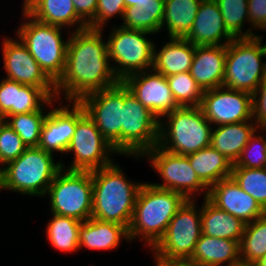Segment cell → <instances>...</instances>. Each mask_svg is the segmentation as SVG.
Segmentation results:
<instances>
[{
  "label": "cell",
  "mask_w": 266,
  "mask_h": 266,
  "mask_svg": "<svg viewBox=\"0 0 266 266\" xmlns=\"http://www.w3.org/2000/svg\"><path fill=\"white\" fill-rule=\"evenodd\" d=\"M68 33L70 38L65 69L55 83L56 99L59 100L63 92L65 100L79 101L88 93L120 82L110 64L108 45L102 38V30L86 28Z\"/></svg>",
  "instance_id": "1"
},
{
  "label": "cell",
  "mask_w": 266,
  "mask_h": 266,
  "mask_svg": "<svg viewBox=\"0 0 266 266\" xmlns=\"http://www.w3.org/2000/svg\"><path fill=\"white\" fill-rule=\"evenodd\" d=\"M92 218L113 222L129 228L137 194L142 183L126 178L121 167L114 162L92 170Z\"/></svg>",
  "instance_id": "2"
},
{
  "label": "cell",
  "mask_w": 266,
  "mask_h": 266,
  "mask_svg": "<svg viewBox=\"0 0 266 266\" xmlns=\"http://www.w3.org/2000/svg\"><path fill=\"white\" fill-rule=\"evenodd\" d=\"M187 199L178 192L143 183L128 228L130 242L141 237L151 249L163 237L169 222Z\"/></svg>",
  "instance_id": "3"
},
{
  "label": "cell",
  "mask_w": 266,
  "mask_h": 266,
  "mask_svg": "<svg viewBox=\"0 0 266 266\" xmlns=\"http://www.w3.org/2000/svg\"><path fill=\"white\" fill-rule=\"evenodd\" d=\"M163 117L168 122L165 124L160 120V148L175 154L188 155L210 146L213 126L200 106L178 107Z\"/></svg>",
  "instance_id": "4"
},
{
  "label": "cell",
  "mask_w": 266,
  "mask_h": 266,
  "mask_svg": "<svg viewBox=\"0 0 266 266\" xmlns=\"http://www.w3.org/2000/svg\"><path fill=\"white\" fill-rule=\"evenodd\" d=\"M61 169L62 162H55L53 154L38 147L27 148L2 168V189L34 197L46 196Z\"/></svg>",
  "instance_id": "5"
},
{
  "label": "cell",
  "mask_w": 266,
  "mask_h": 266,
  "mask_svg": "<svg viewBox=\"0 0 266 266\" xmlns=\"http://www.w3.org/2000/svg\"><path fill=\"white\" fill-rule=\"evenodd\" d=\"M22 12L25 20H29L19 26L16 31L17 38L28 48L29 53L45 74L56 83L63 75L66 65L69 40L62 39L63 27L37 21L23 8Z\"/></svg>",
  "instance_id": "6"
},
{
  "label": "cell",
  "mask_w": 266,
  "mask_h": 266,
  "mask_svg": "<svg viewBox=\"0 0 266 266\" xmlns=\"http://www.w3.org/2000/svg\"><path fill=\"white\" fill-rule=\"evenodd\" d=\"M263 36L234 38L227 45L225 73L222 86L253 94L266 73Z\"/></svg>",
  "instance_id": "7"
},
{
  "label": "cell",
  "mask_w": 266,
  "mask_h": 266,
  "mask_svg": "<svg viewBox=\"0 0 266 266\" xmlns=\"http://www.w3.org/2000/svg\"><path fill=\"white\" fill-rule=\"evenodd\" d=\"M62 169L57 173L46 194L50 196L51 213L72 217L81 222L92 216L93 183L91 171Z\"/></svg>",
  "instance_id": "8"
},
{
  "label": "cell",
  "mask_w": 266,
  "mask_h": 266,
  "mask_svg": "<svg viewBox=\"0 0 266 266\" xmlns=\"http://www.w3.org/2000/svg\"><path fill=\"white\" fill-rule=\"evenodd\" d=\"M196 201L186 200L169 222L165 234L152 248L155 259L187 262L202 234L201 209ZM200 210V211H199Z\"/></svg>",
  "instance_id": "9"
},
{
  "label": "cell",
  "mask_w": 266,
  "mask_h": 266,
  "mask_svg": "<svg viewBox=\"0 0 266 266\" xmlns=\"http://www.w3.org/2000/svg\"><path fill=\"white\" fill-rule=\"evenodd\" d=\"M151 34L153 33L120 26L113 27L107 40L108 55L110 61L115 62L112 68L119 81L153 67L155 45L145 37Z\"/></svg>",
  "instance_id": "10"
},
{
  "label": "cell",
  "mask_w": 266,
  "mask_h": 266,
  "mask_svg": "<svg viewBox=\"0 0 266 266\" xmlns=\"http://www.w3.org/2000/svg\"><path fill=\"white\" fill-rule=\"evenodd\" d=\"M160 120L124 85L122 154L138 158L158 145Z\"/></svg>",
  "instance_id": "11"
},
{
  "label": "cell",
  "mask_w": 266,
  "mask_h": 266,
  "mask_svg": "<svg viewBox=\"0 0 266 266\" xmlns=\"http://www.w3.org/2000/svg\"><path fill=\"white\" fill-rule=\"evenodd\" d=\"M103 137L122 155V108L124 83L86 94L78 101Z\"/></svg>",
  "instance_id": "12"
},
{
  "label": "cell",
  "mask_w": 266,
  "mask_h": 266,
  "mask_svg": "<svg viewBox=\"0 0 266 266\" xmlns=\"http://www.w3.org/2000/svg\"><path fill=\"white\" fill-rule=\"evenodd\" d=\"M143 157H148L152 168L164 181L163 184L151 183L154 187L181 193L187 200H194L195 195L205 190L204 198H207L208 187L199 179L186 155L175 154L156 145Z\"/></svg>",
  "instance_id": "13"
},
{
  "label": "cell",
  "mask_w": 266,
  "mask_h": 266,
  "mask_svg": "<svg viewBox=\"0 0 266 266\" xmlns=\"http://www.w3.org/2000/svg\"><path fill=\"white\" fill-rule=\"evenodd\" d=\"M68 152L75 156L67 170L79 171H92L111 165L114 161L109 155L117 153L86 113L76 123L66 150Z\"/></svg>",
  "instance_id": "14"
},
{
  "label": "cell",
  "mask_w": 266,
  "mask_h": 266,
  "mask_svg": "<svg viewBox=\"0 0 266 266\" xmlns=\"http://www.w3.org/2000/svg\"><path fill=\"white\" fill-rule=\"evenodd\" d=\"M18 40L8 37L3 40L2 58L7 73L4 78L41 88L51 99L56 98L55 83L40 68L28 48Z\"/></svg>",
  "instance_id": "15"
},
{
  "label": "cell",
  "mask_w": 266,
  "mask_h": 266,
  "mask_svg": "<svg viewBox=\"0 0 266 266\" xmlns=\"http://www.w3.org/2000/svg\"><path fill=\"white\" fill-rule=\"evenodd\" d=\"M206 119L214 126L252 119V95L225 87L206 90L200 104Z\"/></svg>",
  "instance_id": "16"
},
{
  "label": "cell",
  "mask_w": 266,
  "mask_h": 266,
  "mask_svg": "<svg viewBox=\"0 0 266 266\" xmlns=\"http://www.w3.org/2000/svg\"><path fill=\"white\" fill-rule=\"evenodd\" d=\"M122 82L159 120L179 107L172 96L166 77L153 69L132 74Z\"/></svg>",
  "instance_id": "17"
},
{
  "label": "cell",
  "mask_w": 266,
  "mask_h": 266,
  "mask_svg": "<svg viewBox=\"0 0 266 266\" xmlns=\"http://www.w3.org/2000/svg\"><path fill=\"white\" fill-rule=\"evenodd\" d=\"M71 103L59 108H52L47 113L41 128L38 148L51 154L56 151L66 154L74 135L76 123L86 113L78 101H71Z\"/></svg>",
  "instance_id": "18"
},
{
  "label": "cell",
  "mask_w": 266,
  "mask_h": 266,
  "mask_svg": "<svg viewBox=\"0 0 266 266\" xmlns=\"http://www.w3.org/2000/svg\"><path fill=\"white\" fill-rule=\"evenodd\" d=\"M206 199L218 209L234 215L245 224L266 213L258 202L242 190L232 177L220 180L210 186Z\"/></svg>",
  "instance_id": "19"
},
{
  "label": "cell",
  "mask_w": 266,
  "mask_h": 266,
  "mask_svg": "<svg viewBox=\"0 0 266 266\" xmlns=\"http://www.w3.org/2000/svg\"><path fill=\"white\" fill-rule=\"evenodd\" d=\"M184 38L195 46H227L234 39L225 28L215 0H202L191 30Z\"/></svg>",
  "instance_id": "20"
},
{
  "label": "cell",
  "mask_w": 266,
  "mask_h": 266,
  "mask_svg": "<svg viewBox=\"0 0 266 266\" xmlns=\"http://www.w3.org/2000/svg\"><path fill=\"white\" fill-rule=\"evenodd\" d=\"M41 88L22 85L6 78L0 80V114L6 120L11 115L31 113L43 105L52 106L53 101Z\"/></svg>",
  "instance_id": "21"
},
{
  "label": "cell",
  "mask_w": 266,
  "mask_h": 266,
  "mask_svg": "<svg viewBox=\"0 0 266 266\" xmlns=\"http://www.w3.org/2000/svg\"><path fill=\"white\" fill-rule=\"evenodd\" d=\"M227 46H195L190 74L203 91L222 87Z\"/></svg>",
  "instance_id": "22"
},
{
  "label": "cell",
  "mask_w": 266,
  "mask_h": 266,
  "mask_svg": "<svg viewBox=\"0 0 266 266\" xmlns=\"http://www.w3.org/2000/svg\"><path fill=\"white\" fill-rule=\"evenodd\" d=\"M23 9L35 20L60 27L77 26L75 31L88 28L77 15L72 0H24Z\"/></svg>",
  "instance_id": "23"
},
{
  "label": "cell",
  "mask_w": 266,
  "mask_h": 266,
  "mask_svg": "<svg viewBox=\"0 0 266 266\" xmlns=\"http://www.w3.org/2000/svg\"><path fill=\"white\" fill-rule=\"evenodd\" d=\"M240 261V242L201 234L187 263L194 266H230Z\"/></svg>",
  "instance_id": "24"
},
{
  "label": "cell",
  "mask_w": 266,
  "mask_h": 266,
  "mask_svg": "<svg viewBox=\"0 0 266 266\" xmlns=\"http://www.w3.org/2000/svg\"><path fill=\"white\" fill-rule=\"evenodd\" d=\"M122 237L130 241L128 229L125 226L91 217L83 221L79 228V250L82 247L90 250H112L119 247Z\"/></svg>",
  "instance_id": "25"
},
{
  "label": "cell",
  "mask_w": 266,
  "mask_h": 266,
  "mask_svg": "<svg viewBox=\"0 0 266 266\" xmlns=\"http://www.w3.org/2000/svg\"><path fill=\"white\" fill-rule=\"evenodd\" d=\"M195 45L185 38L169 37V41L156 51L154 46L153 71L165 77L189 72L193 62Z\"/></svg>",
  "instance_id": "26"
},
{
  "label": "cell",
  "mask_w": 266,
  "mask_h": 266,
  "mask_svg": "<svg viewBox=\"0 0 266 266\" xmlns=\"http://www.w3.org/2000/svg\"><path fill=\"white\" fill-rule=\"evenodd\" d=\"M252 121L218 125L212 129L210 146L222 153L232 164L239 159L250 137L260 128Z\"/></svg>",
  "instance_id": "27"
},
{
  "label": "cell",
  "mask_w": 266,
  "mask_h": 266,
  "mask_svg": "<svg viewBox=\"0 0 266 266\" xmlns=\"http://www.w3.org/2000/svg\"><path fill=\"white\" fill-rule=\"evenodd\" d=\"M201 206L202 234L241 242L246 224L234 215L220 210L206 198Z\"/></svg>",
  "instance_id": "28"
},
{
  "label": "cell",
  "mask_w": 266,
  "mask_h": 266,
  "mask_svg": "<svg viewBox=\"0 0 266 266\" xmlns=\"http://www.w3.org/2000/svg\"><path fill=\"white\" fill-rule=\"evenodd\" d=\"M186 156L199 179L208 188L220 180L231 177L233 164L211 146Z\"/></svg>",
  "instance_id": "29"
},
{
  "label": "cell",
  "mask_w": 266,
  "mask_h": 266,
  "mask_svg": "<svg viewBox=\"0 0 266 266\" xmlns=\"http://www.w3.org/2000/svg\"><path fill=\"white\" fill-rule=\"evenodd\" d=\"M202 0H165L161 30L169 37L184 38L193 25Z\"/></svg>",
  "instance_id": "30"
},
{
  "label": "cell",
  "mask_w": 266,
  "mask_h": 266,
  "mask_svg": "<svg viewBox=\"0 0 266 266\" xmlns=\"http://www.w3.org/2000/svg\"><path fill=\"white\" fill-rule=\"evenodd\" d=\"M165 0H144L141 7H126L120 27L157 33L161 31Z\"/></svg>",
  "instance_id": "31"
},
{
  "label": "cell",
  "mask_w": 266,
  "mask_h": 266,
  "mask_svg": "<svg viewBox=\"0 0 266 266\" xmlns=\"http://www.w3.org/2000/svg\"><path fill=\"white\" fill-rule=\"evenodd\" d=\"M46 233L51 246L62 252H75L79 249L78 235L81 221L52 213Z\"/></svg>",
  "instance_id": "32"
},
{
  "label": "cell",
  "mask_w": 266,
  "mask_h": 266,
  "mask_svg": "<svg viewBox=\"0 0 266 266\" xmlns=\"http://www.w3.org/2000/svg\"><path fill=\"white\" fill-rule=\"evenodd\" d=\"M266 254V213L247 223L240 242V261L254 264Z\"/></svg>",
  "instance_id": "33"
},
{
  "label": "cell",
  "mask_w": 266,
  "mask_h": 266,
  "mask_svg": "<svg viewBox=\"0 0 266 266\" xmlns=\"http://www.w3.org/2000/svg\"><path fill=\"white\" fill-rule=\"evenodd\" d=\"M223 17L225 28L234 38H250L252 31L243 33L245 20L250 23L248 16V0H215Z\"/></svg>",
  "instance_id": "34"
},
{
  "label": "cell",
  "mask_w": 266,
  "mask_h": 266,
  "mask_svg": "<svg viewBox=\"0 0 266 266\" xmlns=\"http://www.w3.org/2000/svg\"><path fill=\"white\" fill-rule=\"evenodd\" d=\"M42 109L44 110L42 107L36 112L11 115L6 120V123L19 135L27 148L39 145L41 128L47 116Z\"/></svg>",
  "instance_id": "35"
},
{
  "label": "cell",
  "mask_w": 266,
  "mask_h": 266,
  "mask_svg": "<svg viewBox=\"0 0 266 266\" xmlns=\"http://www.w3.org/2000/svg\"><path fill=\"white\" fill-rule=\"evenodd\" d=\"M172 96L179 107L200 106L204 91L190 72L166 77Z\"/></svg>",
  "instance_id": "36"
},
{
  "label": "cell",
  "mask_w": 266,
  "mask_h": 266,
  "mask_svg": "<svg viewBox=\"0 0 266 266\" xmlns=\"http://www.w3.org/2000/svg\"><path fill=\"white\" fill-rule=\"evenodd\" d=\"M231 177L266 211V167L258 169L232 167Z\"/></svg>",
  "instance_id": "37"
},
{
  "label": "cell",
  "mask_w": 266,
  "mask_h": 266,
  "mask_svg": "<svg viewBox=\"0 0 266 266\" xmlns=\"http://www.w3.org/2000/svg\"><path fill=\"white\" fill-rule=\"evenodd\" d=\"M233 167L243 168H265L266 167V138L257 133L250 137L247 145L244 147L239 159L233 164Z\"/></svg>",
  "instance_id": "38"
},
{
  "label": "cell",
  "mask_w": 266,
  "mask_h": 266,
  "mask_svg": "<svg viewBox=\"0 0 266 266\" xmlns=\"http://www.w3.org/2000/svg\"><path fill=\"white\" fill-rule=\"evenodd\" d=\"M26 149L19 135L5 122L0 128V168L17 159Z\"/></svg>",
  "instance_id": "39"
},
{
  "label": "cell",
  "mask_w": 266,
  "mask_h": 266,
  "mask_svg": "<svg viewBox=\"0 0 266 266\" xmlns=\"http://www.w3.org/2000/svg\"><path fill=\"white\" fill-rule=\"evenodd\" d=\"M124 0H98L95 19L88 25L89 29H104L110 18L119 15L123 18Z\"/></svg>",
  "instance_id": "40"
},
{
  "label": "cell",
  "mask_w": 266,
  "mask_h": 266,
  "mask_svg": "<svg viewBox=\"0 0 266 266\" xmlns=\"http://www.w3.org/2000/svg\"><path fill=\"white\" fill-rule=\"evenodd\" d=\"M252 119L260 128H266V73L252 94Z\"/></svg>",
  "instance_id": "41"
},
{
  "label": "cell",
  "mask_w": 266,
  "mask_h": 266,
  "mask_svg": "<svg viewBox=\"0 0 266 266\" xmlns=\"http://www.w3.org/2000/svg\"><path fill=\"white\" fill-rule=\"evenodd\" d=\"M248 16L251 26L259 30L266 20V0H248Z\"/></svg>",
  "instance_id": "42"
},
{
  "label": "cell",
  "mask_w": 266,
  "mask_h": 266,
  "mask_svg": "<svg viewBox=\"0 0 266 266\" xmlns=\"http://www.w3.org/2000/svg\"><path fill=\"white\" fill-rule=\"evenodd\" d=\"M77 15L87 24L95 19L98 0H72Z\"/></svg>",
  "instance_id": "43"
},
{
  "label": "cell",
  "mask_w": 266,
  "mask_h": 266,
  "mask_svg": "<svg viewBox=\"0 0 266 266\" xmlns=\"http://www.w3.org/2000/svg\"><path fill=\"white\" fill-rule=\"evenodd\" d=\"M156 266H194L187 262H166L161 259H156Z\"/></svg>",
  "instance_id": "44"
},
{
  "label": "cell",
  "mask_w": 266,
  "mask_h": 266,
  "mask_svg": "<svg viewBox=\"0 0 266 266\" xmlns=\"http://www.w3.org/2000/svg\"><path fill=\"white\" fill-rule=\"evenodd\" d=\"M144 0H124L125 7L135 6L141 7Z\"/></svg>",
  "instance_id": "45"
},
{
  "label": "cell",
  "mask_w": 266,
  "mask_h": 266,
  "mask_svg": "<svg viewBox=\"0 0 266 266\" xmlns=\"http://www.w3.org/2000/svg\"><path fill=\"white\" fill-rule=\"evenodd\" d=\"M254 264L255 266H266V254Z\"/></svg>",
  "instance_id": "46"
},
{
  "label": "cell",
  "mask_w": 266,
  "mask_h": 266,
  "mask_svg": "<svg viewBox=\"0 0 266 266\" xmlns=\"http://www.w3.org/2000/svg\"><path fill=\"white\" fill-rule=\"evenodd\" d=\"M230 266H255V264L249 263V262H243L239 261L235 264H231Z\"/></svg>",
  "instance_id": "47"
},
{
  "label": "cell",
  "mask_w": 266,
  "mask_h": 266,
  "mask_svg": "<svg viewBox=\"0 0 266 266\" xmlns=\"http://www.w3.org/2000/svg\"><path fill=\"white\" fill-rule=\"evenodd\" d=\"M6 118L4 115L0 114V128L5 124Z\"/></svg>",
  "instance_id": "48"
},
{
  "label": "cell",
  "mask_w": 266,
  "mask_h": 266,
  "mask_svg": "<svg viewBox=\"0 0 266 266\" xmlns=\"http://www.w3.org/2000/svg\"><path fill=\"white\" fill-rule=\"evenodd\" d=\"M0 190H2V169L0 168Z\"/></svg>",
  "instance_id": "49"
},
{
  "label": "cell",
  "mask_w": 266,
  "mask_h": 266,
  "mask_svg": "<svg viewBox=\"0 0 266 266\" xmlns=\"http://www.w3.org/2000/svg\"><path fill=\"white\" fill-rule=\"evenodd\" d=\"M259 29H261L263 31L266 30V20H265L264 24Z\"/></svg>",
  "instance_id": "50"
},
{
  "label": "cell",
  "mask_w": 266,
  "mask_h": 266,
  "mask_svg": "<svg viewBox=\"0 0 266 266\" xmlns=\"http://www.w3.org/2000/svg\"><path fill=\"white\" fill-rule=\"evenodd\" d=\"M260 130H262V131L264 130L266 132V128H259L258 131L260 132Z\"/></svg>",
  "instance_id": "51"
},
{
  "label": "cell",
  "mask_w": 266,
  "mask_h": 266,
  "mask_svg": "<svg viewBox=\"0 0 266 266\" xmlns=\"http://www.w3.org/2000/svg\"><path fill=\"white\" fill-rule=\"evenodd\" d=\"M263 46H264V49H265V54H266V43H265V44H263Z\"/></svg>",
  "instance_id": "52"
}]
</instances>
